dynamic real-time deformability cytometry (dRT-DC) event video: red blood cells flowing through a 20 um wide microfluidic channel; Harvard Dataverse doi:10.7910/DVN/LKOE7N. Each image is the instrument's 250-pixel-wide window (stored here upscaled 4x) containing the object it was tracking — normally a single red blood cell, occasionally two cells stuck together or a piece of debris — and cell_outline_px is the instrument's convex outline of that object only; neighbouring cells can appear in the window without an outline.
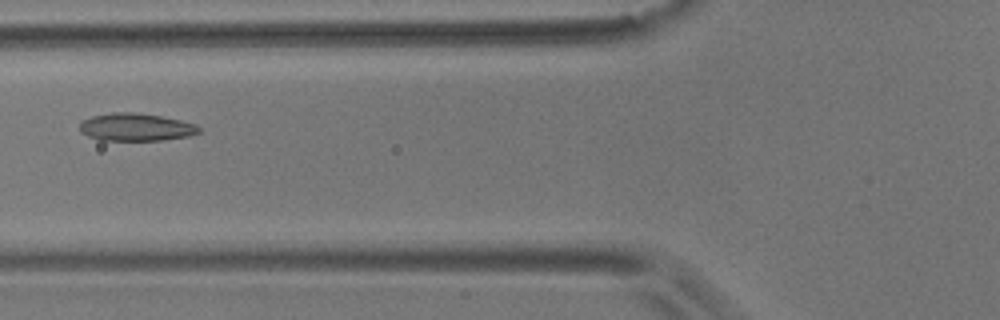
{"species": "common noctule bat (a hibernating species)", "species_latin": "Nyctalus noctula", "temperature_condition": "room temperature", "stored_images_in_passage": 8, "camera_frame_rate_fps": 3000, "um_per_image_px": 0.085, "animal": {"sex": "male", "body_mass_g": 17.9}, "frame": {"image": 1, "passage_image": 7, "time_ms": 2.0, "image_size_px": [1000, 320], "cell_outline_px": [[200, 132], [188, 136], [164, 140], [100, 140], [88, 136], [80, 132], [80, 120], [92, 116], [112, 112], [132, 112], [160, 116], [180, 120], [196, 124], [200, 128]], "centroid_in_image_um": [11.52, 10.8], "position_along_channel_um": 114.3, "area_um2": 19.25}}
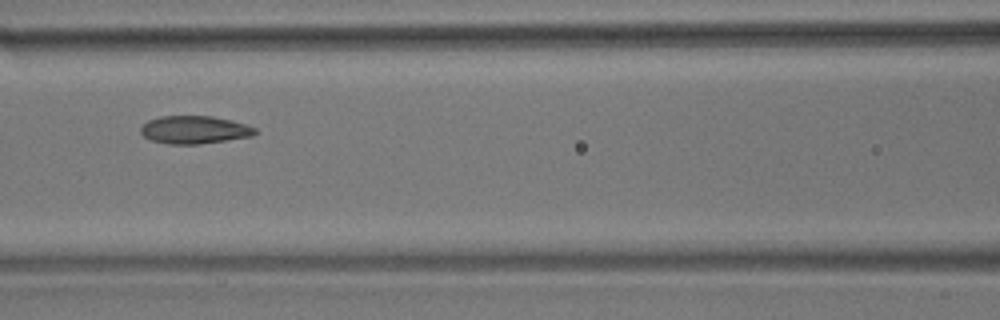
{"frame": {"image": 2, "passage_image": 8, "time_ms": 2.333, "image_size_px": [1000, 320], "cell_outline_px": [[256, 132], [252, 136], [200, 144], [168, 144], [148, 140], [140, 132], [140, 124], [148, 120], [160, 116], [212, 116], [232, 120], [248, 124], [256, 128]], "centroid_in_image_um": [16.49, 11.03], "position_along_channel_um": 150.1, "area_um2": 18.84}}